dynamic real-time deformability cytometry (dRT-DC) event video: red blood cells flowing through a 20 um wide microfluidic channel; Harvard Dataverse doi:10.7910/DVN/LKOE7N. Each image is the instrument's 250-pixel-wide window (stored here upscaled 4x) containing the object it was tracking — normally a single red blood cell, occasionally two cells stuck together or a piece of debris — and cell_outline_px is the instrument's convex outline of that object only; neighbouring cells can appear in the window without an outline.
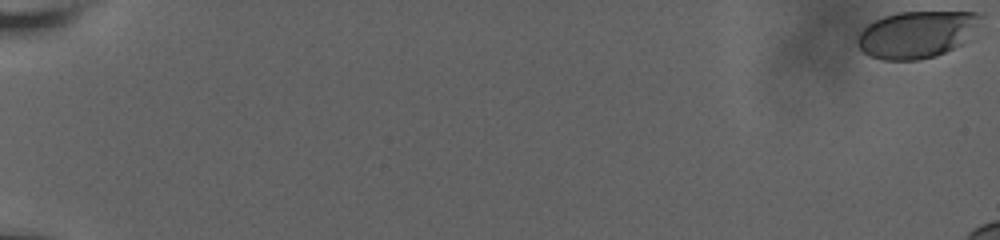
{"species": "human", "species_latin": "Homo sapiens", "temperature_condition": "room temperature", "stored_images_in_passage": 20, "camera_frame_rate_fps": 3000, "um_per_image_px": 0.085, "donor": {"sex": "male"}, "frame": {"image": 1, "passage_image": 1, "time_ms": 0.0, "image_size_px": [1000, 240], "cell_outline_px": [[984, 16], [960, 44], [936, 56], [920, 60], [884, 60], [868, 56], [856, 44], [856, 40], [860, 32], [868, 24], [884, 16], [896, 12], [980, 12]], "centroid_in_image_um": [77.86, 2.92], "position_along_channel_um": 7.1, "area_um2": 33.35}}